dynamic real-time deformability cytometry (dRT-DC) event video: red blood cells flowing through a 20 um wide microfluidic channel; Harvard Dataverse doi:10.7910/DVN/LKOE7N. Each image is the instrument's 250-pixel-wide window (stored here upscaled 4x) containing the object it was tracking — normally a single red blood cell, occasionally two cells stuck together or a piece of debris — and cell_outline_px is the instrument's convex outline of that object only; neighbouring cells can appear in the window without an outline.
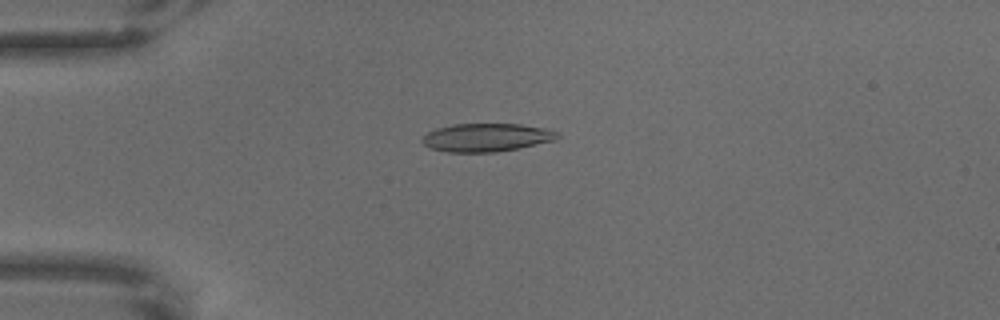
{"species": "common noctule bat (a hibernating species)", "species_latin": "Nyctalus noctula", "temperature_condition": "warm", "stored_images_in_passage": 57, "camera_frame_rate_fps": 3000, "um_per_image_px": 0.085, "animal": {"sex": "male", "body_mass_g": 18.8}, "frame": {"image": 1, "passage_image": 9, "time_ms": 2.667, "image_size_px": [1000, 320], "cell_outline_px": [[560, 136], [556, 140], [520, 148], [496, 152], [448, 152], [428, 148], [420, 140], [428, 132], [436, 128], [452, 124], [520, 124], [548, 128], [560, 132]], "centroid_in_image_um": [41.39, 11.68], "position_along_channel_um": 43.6, "area_um2": 22.54}}
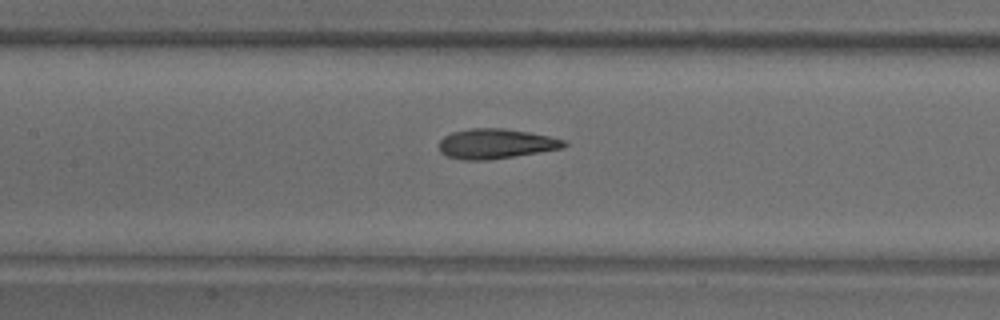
{"frame": {"image": 2, "passage_image": 23, "time_ms": 7.333, "image_size_px": [1000, 320], "cell_outline_px": [[568, 144], [564, 148], [540, 152], [488, 160], [464, 160], [448, 156], [440, 152], [440, 140], [444, 136], [452, 132], [472, 128], [504, 128], [528, 132], [548, 136], [564, 140]], "centroid_in_image_um": [42.15, 12.22], "position_along_channel_um": 165.3, "area_um2": 21.68}}
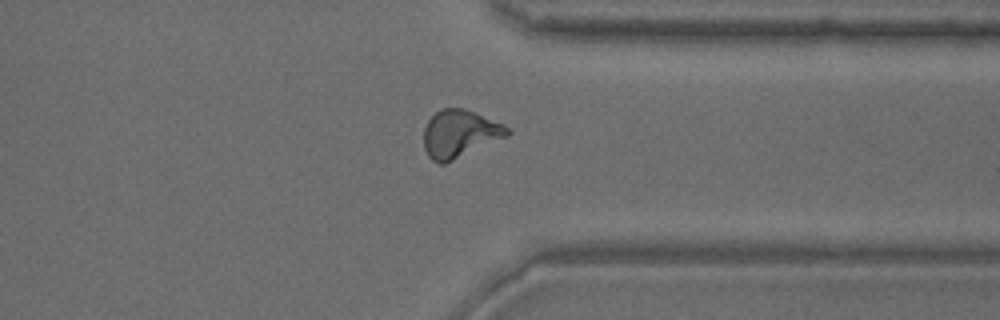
{"frame": {"image": 3, "passage_image": 43, "time_ms": 14.0, "image_size_px": [1000, 320], "cell_outline_px": [[512, 132], [508, 136], [444, 164], [440, 164], [432, 160], [428, 156], [424, 148], [424, 128], [428, 120], [440, 108], [464, 108], [504, 124]], "centroid_in_image_um": [39.07, 11.37], "position_along_channel_um": 372.3, "area_um2": 23.18}}